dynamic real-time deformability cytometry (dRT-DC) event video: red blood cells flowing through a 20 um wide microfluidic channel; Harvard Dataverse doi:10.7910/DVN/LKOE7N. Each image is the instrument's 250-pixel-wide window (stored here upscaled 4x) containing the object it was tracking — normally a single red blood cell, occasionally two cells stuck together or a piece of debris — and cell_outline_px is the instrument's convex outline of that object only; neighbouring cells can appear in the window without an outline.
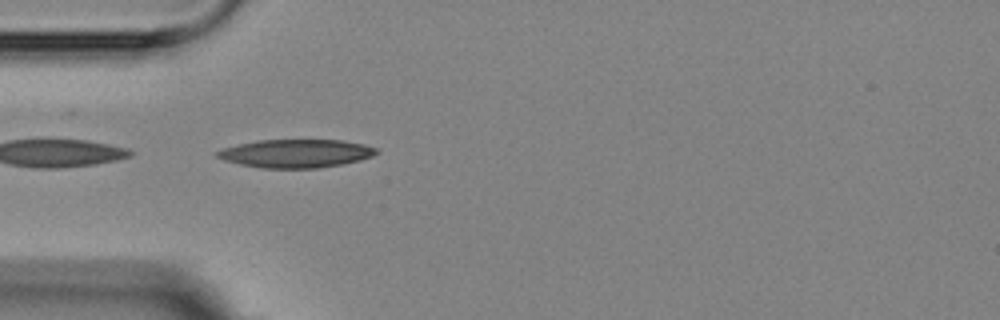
{"species": "Egyptian fruit bat (a non-hibernating species)", "species_latin": "Rousettus aegyptiacus", "temperature_condition": "room temperature", "stored_images_in_passage": 13, "camera_frame_rate_fps": 3000, "um_per_image_px": 0.085, "animal": {"sex": "female"}, "frame": {"image": 1, "passage_image": 4, "time_ms": 4.333, "image_size_px": [1000, 320], "cell_outline_px": [[380, 152], [372, 156], [360, 160], [344, 164], [316, 168], [264, 168], [240, 164], [224, 160], [216, 156], [216, 152], [220, 148], [256, 140], [344, 140], [364, 144], [376, 148]], "centroid_in_image_um": [25.16, 13.04], "position_along_channel_um": 59.8, "area_um2": 26.36}}
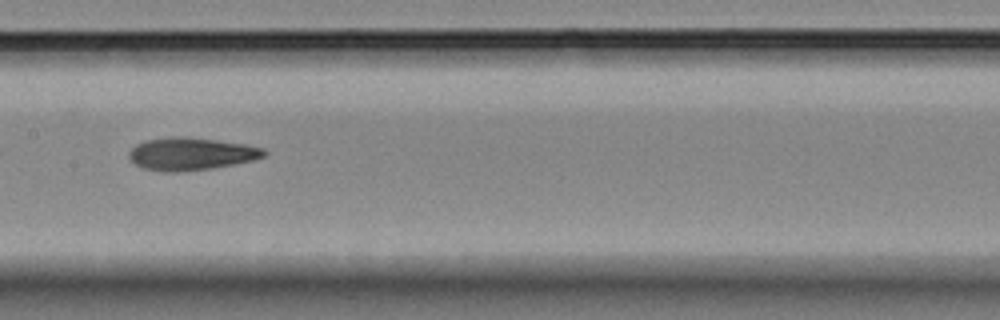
{"frame": {"image": 2, "passage_image": 7, "time_ms": 8.0, "image_size_px": [1000, 320], "cell_outline_px": [[268, 152], [264, 156], [252, 160], [232, 164], [208, 168], [176, 172], [164, 172], [144, 168], [136, 164], [128, 156], [128, 152], [136, 144], [148, 140], [172, 136], [184, 136], [216, 140], [244, 144], [264, 148]], "centroid_in_image_um": [16.22, 13.07], "position_along_channel_um": 191.2, "area_um2": 25.32}}
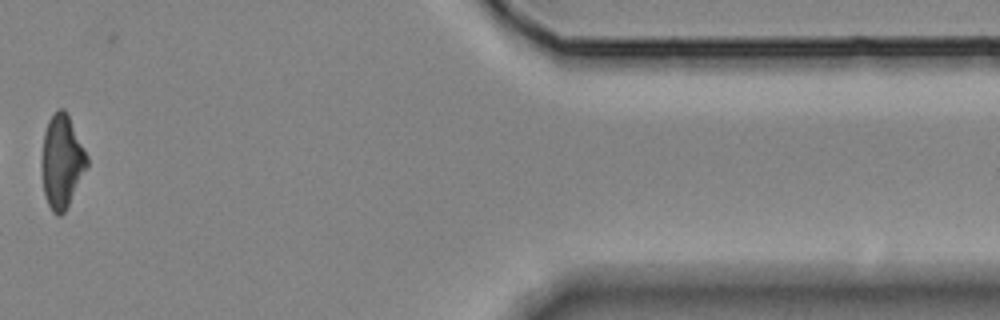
{"frame": {"image": 3, "passage_image": 13, "time_ms": 15.333, "image_size_px": [1000, 320], "cell_outline_px": [[88, 168], [64, 212], [60, 216], [56, 216], [52, 212], [48, 204], [44, 192], [44, 132], [48, 120], [56, 108], [64, 108], [88, 156]], "centroid_in_image_um": [5.3, 13.72], "position_along_channel_um": 406.1, "area_um2": 23.93}, "authors_computed_cell_mechanics": {"area_um2": 25.3164, "velocity_mm_per_s": 3.6084, "shape_relaxation_time_tau1_ms": 5.9562, "shape_relaxation_time_tau2_ms": 4.8639, "deformation_change_tau1": 0.1758, "deformation_change_tau2": 0.1227}}